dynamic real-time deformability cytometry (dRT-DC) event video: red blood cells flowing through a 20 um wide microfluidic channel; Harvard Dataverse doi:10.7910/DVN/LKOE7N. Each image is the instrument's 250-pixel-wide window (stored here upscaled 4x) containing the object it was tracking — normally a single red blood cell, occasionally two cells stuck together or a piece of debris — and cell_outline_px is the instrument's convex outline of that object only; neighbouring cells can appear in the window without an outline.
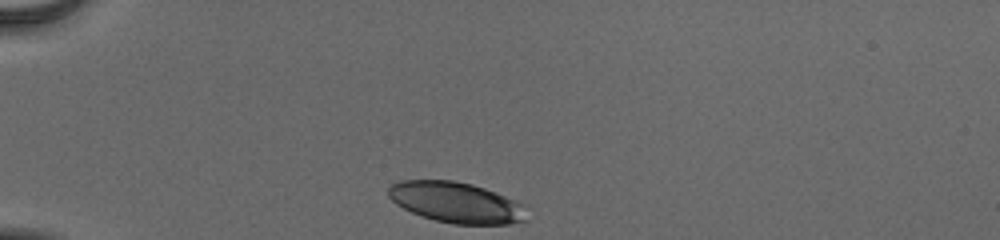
{"species": "human", "species_latin": "Homo sapiens", "temperature_condition": "cold", "stored_images_in_passage": 33, "camera_frame_rate_fps": 3000, "um_per_image_px": 0.085, "donor": {"sex": "male"}, "frame": {"image": 1, "passage_image": 1, "time_ms": 0.0, "image_size_px": [1000, 240], "cell_outline_px": [[528, 220], [508, 224], [456, 224], [436, 220], [412, 212], [396, 204], [388, 196], [388, 188], [392, 184], [400, 180], [452, 180], [472, 184], [484, 188], [524, 204]], "centroid_in_image_um": [38.78, 17.2], "position_along_channel_um": 46.2, "area_um2": 32.66}}
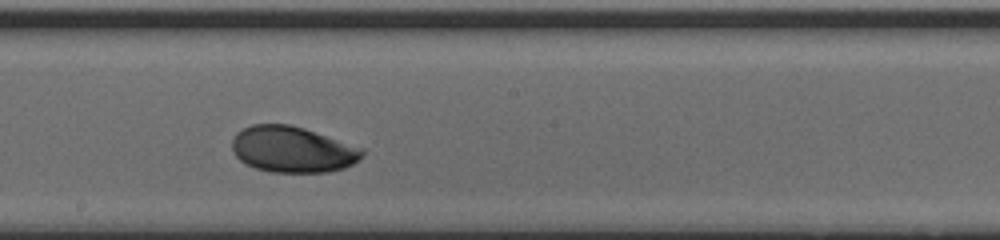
{"frame": {"image": 2, "passage_image": 18, "time_ms": 5.667, "image_size_px": [1000, 240], "cell_outline_px": [[364, 156], [352, 164], [344, 168], [328, 172], [268, 172], [256, 168], [240, 160], [232, 152], [232, 140], [236, 132], [252, 124], [288, 124], [304, 128], [364, 148]], "centroid_in_image_um": [24.86, 12.7], "position_along_channel_um": 223.3, "area_um2": 35.03}}
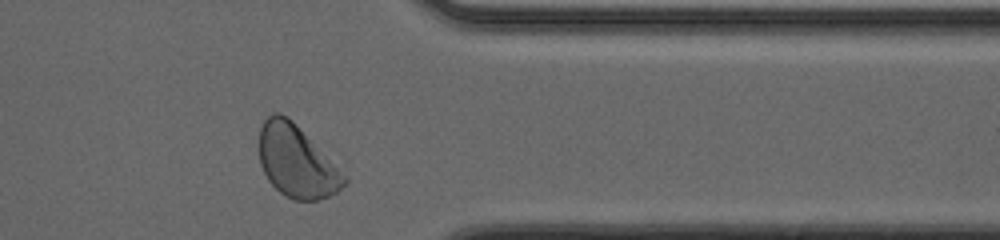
{"frame": {"image": 3, "passage_image": 31, "time_ms": 10.0, "image_size_px": [1000, 240], "cell_outline_px": [[348, 184], [336, 192], [328, 196], [316, 200], [292, 200], [280, 192], [268, 180], [260, 164], [260, 128], [264, 120], [272, 112], [280, 112], [288, 116], [348, 176]], "centroid_in_image_um": [25.23, 13.72], "position_along_channel_um": 386.2, "area_um2": 35.78}, "authors_computed_cell_mechanics": {"area_um2": 34.9112, "velocity_mm_per_s": 3.8586, "shape_relaxation_time_tau1_ms": 2.5709, "shape_relaxation_time_tau2_ms": null, "deformation_change_tau1": 0.1273, "deformation_change_tau2": null}}